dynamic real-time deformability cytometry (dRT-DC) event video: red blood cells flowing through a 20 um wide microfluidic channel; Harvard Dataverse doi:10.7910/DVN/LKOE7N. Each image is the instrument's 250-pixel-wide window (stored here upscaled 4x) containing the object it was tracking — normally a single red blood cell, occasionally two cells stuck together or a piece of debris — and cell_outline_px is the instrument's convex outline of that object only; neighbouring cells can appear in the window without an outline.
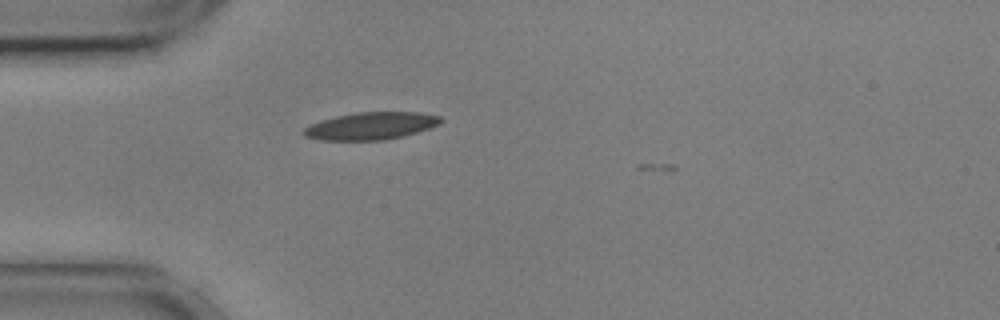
{"species": "common noctule bat (a hibernating species)", "species_latin": "Nyctalus noctula", "temperature_condition": "cold", "stored_images_in_passage": 34, "camera_frame_rate_fps": 3000, "um_per_image_px": 0.085, "animal": {"sex": "male", "body_mass_g": 17.9, "forearm_length_mm": 54.2}, "frame": {"image": 1, "passage_image": 1, "time_ms": 0.0, "image_size_px": [1000, 320], "cell_outline_px": [[444, 120], [440, 124], [404, 136], [384, 140], [320, 140], [304, 136], [300, 132], [308, 124], [320, 120], [336, 116], [356, 112], [420, 112], [440, 116]], "centroid_in_image_um": [31.49, 10.7], "position_along_channel_um": 53.5, "area_um2": 22.08}}
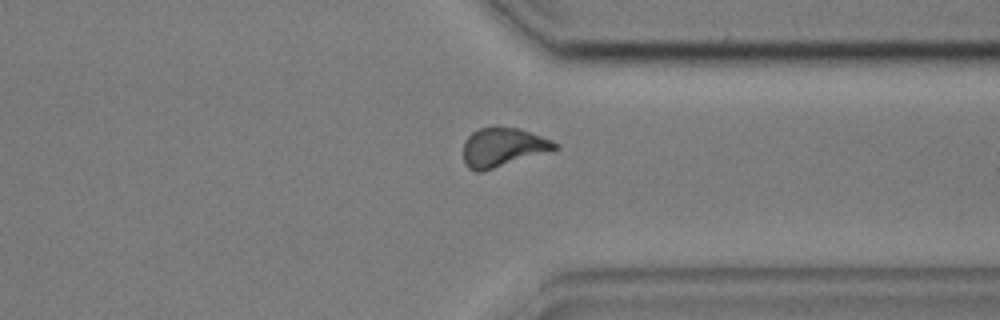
{"frame": {"image": 2, "passage_image": 28, "time_ms": 9.0, "image_size_px": [1000, 320], "cell_outline_px": [[560, 148], [484, 172], [476, 172], [468, 168], [464, 164], [464, 140], [472, 132], [480, 128], [492, 124], [496, 124], [516, 128], [552, 140], [560, 144]], "centroid_in_image_um": [42.72, 12.51], "position_along_channel_um": 368.7, "area_um2": 21.27}, "authors_computed_cell_mechanics": {"area_um2": 21.2415, "velocity_mm_per_s": 3.586, "shape_relaxation_time_tau1_ms": 4.3567, "shape_relaxation_time_tau2_ms": 3.4566, "deformation_change_tau1": 0.1242, "deformation_change_tau2": 0.0888}}